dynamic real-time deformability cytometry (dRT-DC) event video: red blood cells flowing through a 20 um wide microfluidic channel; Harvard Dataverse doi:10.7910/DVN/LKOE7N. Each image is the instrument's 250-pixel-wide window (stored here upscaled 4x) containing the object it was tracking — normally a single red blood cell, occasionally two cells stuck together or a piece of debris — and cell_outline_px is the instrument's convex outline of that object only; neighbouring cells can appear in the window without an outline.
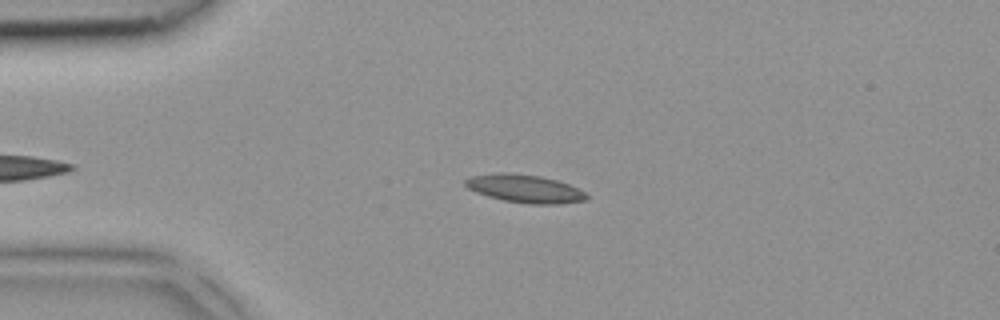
{"species": "common noctule bat (a hibernating species)", "species_latin": "Nyctalus noctula", "temperature_condition": "room temperature", "stored_images_in_passage": 3, "camera_frame_rate_fps": 3000, "um_per_image_px": 0.085, "animal": {"sex": "female", "body_mass_g": 18.4}, "frame": {"image": 1, "passage_image": 1, "time_ms": 0.0, "image_size_px": [1000, 320], "cell_outline_px": [[588, 200], [560, 204], [532, 204], [504, 200], [488, 196], [476, 192], [468, 188], [464, 184], [464, 180], [472, 176], [500, 172], [504, 172], [540, 176], [556, 180], [568, 184], [584, 192], [588, 196]], "centroid_in_image_um": [44.61, 16.04], "position_along_channel_um": 40.4, "area_um2": 19.65}}